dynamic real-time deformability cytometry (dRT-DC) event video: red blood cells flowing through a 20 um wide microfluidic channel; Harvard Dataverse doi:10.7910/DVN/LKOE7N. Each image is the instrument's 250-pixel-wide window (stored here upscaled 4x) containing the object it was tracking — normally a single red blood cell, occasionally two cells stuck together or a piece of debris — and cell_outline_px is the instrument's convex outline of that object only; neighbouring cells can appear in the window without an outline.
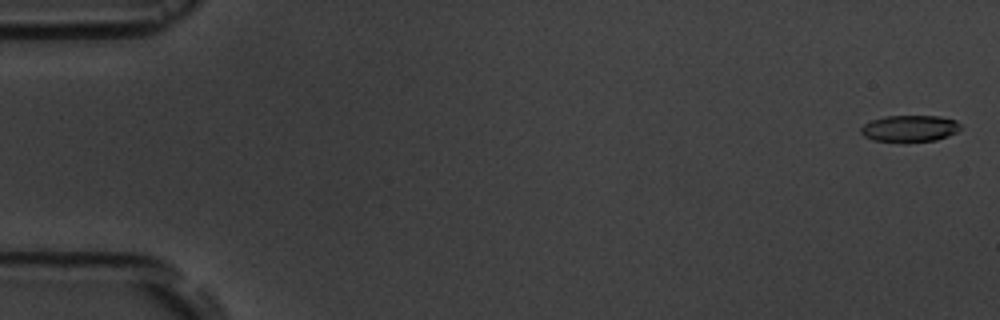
{"species": "common noctule bat (a hibernating species)", "species_latin": "Nyctalus noctula", "temperature_condition": "room temperature", "stored_images_in_passage": 17, "camera_frame_rate_fps": 3000, "um_per_image_px": 0.085, "animal": {"sex": "male", "body_mass_g": 19.5, "forearm_length_mm": 54.6}, "frame": {"image": 1, "passage_image": 1, "time_ms": 0.0, "image_size_px": [1000, 320], "cell_outline_px": [[960, 128], [956, 132], [948, 136], [936, 140], [904, 144], [872, 140], [864, 136], [860, 132], [860, 128], [864, 124], [872, 120], [884, 116], [940, 116], [956, 120], [960, 124]], "centroid_in_image_um": [77.3, 10.95], "position_along_channel_um": 7.7, "area_um2": 15.95}}
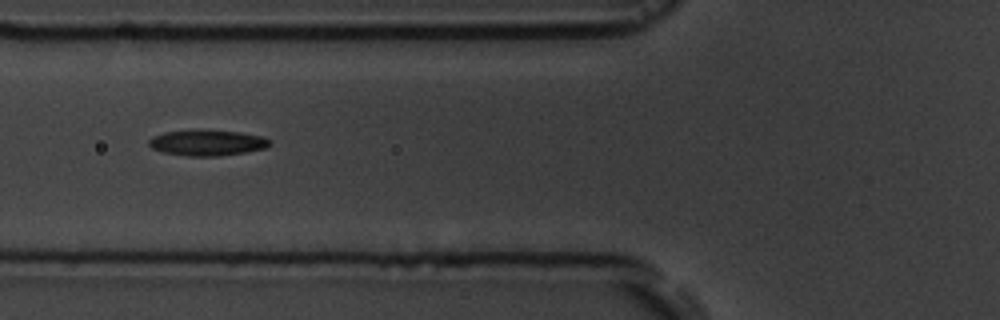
{"frame": {"image": 2, "passage_image": 7, "time_ms": 6.667, "image_size_px": [1000, 320], "cell_outline_px": [[272, 144], [268, 148], [220, 156], [188, 156], [164, 152], [152, 148], [148, 144], [148, 140], [152, 136], [164, 132], [240, 132], [260, 136], [272, 140]], "centroid_in_image_um": [17.66, 12.17], "position_along_channel_um": 108.1, "area_um2": 17.51}}
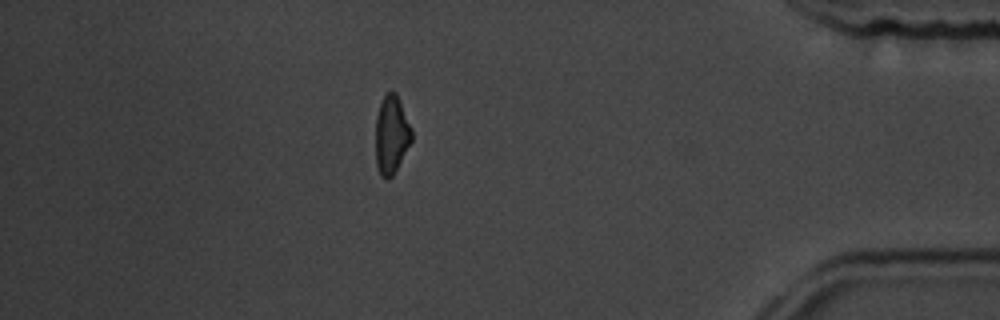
{"frame": {"image": 3, "passage_image": 15, "time_ms": 15.667, "image_size_px": [1000, 320], "cell_outline_px": [[412, 140], [392, 176], [388, 180], [384, 180], [380, 176], [376, 164], [376, 116], [380, 100], [392, 88], [396, 92], [412, 128]], "centroid_in_image_um": [33.26, 11.43], "position_along_channel_um": 401.9, "area_um2": 16.65}, "authors_computed_cell_mechanics": {"area_um2": 17.1088, "velocity_mm_per_s": 3.7287, "shape_relaxation_time_tau1_ms": 2.937, "shape_relaxation_time_tau2_ms": null, "deformation_change_tau1": 0.1267, "deformation_change_tau2": null}}